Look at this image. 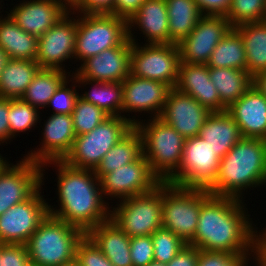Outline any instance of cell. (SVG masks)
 Segmentation results:
<instances>
[{
  "mask_svg": "<svg viewBox=\"0 0 266 266\" xmlns=\"http://www.w3.org/2000/svg\"><path fill=\"white\" fill-rule=\"evenodd\" d=\"M263 185L266 186V140L242 138L221 158L216 179L206 190L213 196L243 200L246 189L250 192Z\"/></svg>",
  "mask_w": 266,
  "mask_h": 266,
  "instance_id": "3",
  "label": "cell"
},
{
  "mask_svg": "<svg viewBox=\"0 0 266 266\" xmlns=\"http://www.w3.org/2000/svg\"><path fill=\"white\" fill-rule=\"evenodd\" d=\"M6 14L25 32L40 38L68 11L55 0H22Z\"/></svg>",
  "mask_w": 266,
  "mask_h": 266,
  "instance_id": "21",
  "label": "cell"
},
{
  "mask_svg": "<svg viewBox=\"0 0 266 266\" xmlns=\"http://www.w3.org/2000/svg\"><path fill=\"white\" fill-rule=\"evenodd\" d=\"M211 113L192 96L171 88L159 118L187 139L200 134Z\"/></svg>",
  "mask_w": 266,
  "mask_h": 266,
  "instance_id": "19",
  "label": "cell"
},
{
  "mask_svg": "<svg viewBox=\"0 0 266 266\" xmlns=\"http://www.w3.org/2000/svg\"><path fill=\"white\" fill-rule=\"evenodd\" d=\"M145 0H115L113 10L109 13L128 21Z\"/></svg>",
  "mask_w": 266,
  "mask_h": 266,
  "instance_id": "46",
  "label": "cell"
},
{
  "mask_svg": "<svg viewBox=\"0 0 266 266\" xmlns=\"http://www.w3.org/2000/svg\"><path fill=\"white\" fill-rule=\"evenodd\" d=\"M72 15V16H71ZM74 16V17H73ZM77 33L76 13L68 12L45 34L38 38L35 61L40 69L69 71L64 63L74 59Z\"/></svg>",
  "mask_w": 266,
  "mask_h": 266,
  "instance_id": "13",
  "label": "cell"
},
{
  "mask_svg": "<svg viewBox=\"0 0 266 266\" xmlns=\"http://www.w3.org/2000/svg\"><path fill=\"white\" fill-rule=\"evenodd\" d=\"M2 2H4V0H1V1H0V5H1V7H0V11H1V9H2L3 6H4V5H2ZM0 15H2L1 12H0Z\"/></svg>",
  "mask_w": 266,
  "mask_h": 266,
  "instance_id": "57",
  "label": "cell"
},
{
  "mask_svg": "<svg viewBox=\"0 0 266 266\" xmlns=\"http://www.w3.org/2000/svg\"><path fill=\"white\" fill-rule=\"evenodd\" d=\"M8 60L5 50L0 47V76Z\"/></svg>",
  "mask_w": 266,
  "mask_h": 266,
  "instance_id": "53",
  "label": "cell"
},
{
  "mask_svg": "<svg viewBox=\"0 0 266 266\" xmlns=\"http://www.w3.org/2000/svg\"><path fill=\"white\" fill-rule=\"evenodd\" d=\"M0 266H29L30 259L24 244H1Z\"/></svg>",
  "mask_w": 266,
  "mask_h": 266,
  "instance_id": "44",
  "label": "cell"
},
{
  "mask_svg": "<svg viewBox=\"0 0 266 266\" xmlns=\"http://www.w3.org/2000/svg\"><path fill=\"white\" fill-rule=\"evenodd\" d=\"M255 266H266V236L257 229L255 235Z\"/></svg>",
  "mask_w": 266,
  "mask_h": 266,
  "instance_id": "50",
  "label": "cell"
},
{
  "mask_svg": "<svg viewBox=\"0 0 266 266\" xmlns=\"http://www.w3.org/2000/svg\"><path fill=\"white\" fill-rule=\"evenodd\" d=\"M266 15V0H232L225 15L232 27L264 21Z\"/></svg>",
  "mask_w": 266,
  "mask_h": 266,
  "instance_id": "37",
  "label": "cell"
},
{
  "mask_svg": "<svg viewBox=\"0 0 266 266\" xmlns=\"http://www.w3.org/2000/svg\"><path fill=\"white\" fill-rule=\"evenodd\" d=\"M266 236V227L263 230H260Z\"/></svg>",
  "mask_w": 266,
  "mask_h": 266,
  "instance_id": "58",
  "label": "cell"
},
{
  "mask_svg": "<svg viewBox=\"0 0 266 266\" xmlns=\"http://www.w3.org/2000/svg\"><path fill=\"white\" fill-rule=\"evenodd\" d=\"M85 234L48 215L26 243L30 264L58 266L75 260L78 242Z\"/></svg>",
  "mask_w": 266,
  "mask_h": 266,
  "instance_id": "5",
  "label": "cell"
},
{
  "mask_svg": "<svg viewBox=\"0 0 266 266\" xmlns=\"http://www.w3.org/2000/svg\"><path fill=\"white\" fill-rule=\"evenodd\" d=\"M71 71L39 69L21 99L38 110L46 109L50 98L61 83L70 77Z\"/></svg>",
  "mask_w": 266,
  "mask_h": 266,
  "instance_id": "34",
  "label": "cell"
},
{
  "mask_svg": "<svg viewBox=\"0 0 266 266\" xmlns=\"http://www.w3.org/2000/svg\"><path fill=\"white\" fill-rule=\"evenodd\" d=\"M10 162L0 173V215L28 200L42 185V165L26 158Z\"/></svg>",
  "mask_w": 266,
  "mask_h": 266,
  "instance_id": "15",
  "label": "cell"
},
{
  "mask_svg": "<svg viewBox=\"0 0 266 266\" xmlns=\"http://www.w3.org/2000/svg\"><path fill=\"white\" fill-rule=\"evenodd\" d=\"M99 180L104 199L115 198L117 202L150 192L161 183L143 154L136 161L104 174Z\"/></svg>",
  "mask_w": 266,
  "mask_h": 266,
  "instance_id": "14",
  "label": "cell"
},
{
  "mask_svg": "<svg viewBox=\"0 0 266 266\" xmlns=\"http://www.w3.org/2000/svg\"><path fill=\"white\" fill-rule=\"evenodd\" d=\"M138 27V28H137ZM133 28V30H132ZM141 31L145 44H169L168 14L165 0H145L128 20V39L138 43L133 31ZM144 35V36H143Z\"/></svg>",
  "mask_w": 266,
  "mask_h": 266,
  "instance_id": "22",
  "label": "cell"
},
{
  "mask_svg": "<svg viewBox=\"0 0 266 266\" xmlns=\"http://www.w3.org/2000/svg\"><path fill=\"white\" fill-rule=\"evenodd\" d=\"M134 127L127 118L109 116L89 133L76 136L63 161L72 167L95 170L105 154Z\"/></svg>",
  "mask_w": 266,
  "mask_h": 266,
  "instance_id": "8",
  "label": "cell"
},
{
  "mask_svg": "<svg viewBox=\"0 0 266 266\" xmlns=\"http://www.w3.org/2000/svg\"><path fill=\"white\" fill-rule=\"evenodd\" d=\"M203 15H226L232 0H194Z\"/></svg>",
  "mask_w": 266,
  "mask_h": 266,
  "instance_id": "47",
  "label": "cell"
},
{
  "mask_svg": "<svg viewBox=\"0 0 266 266\" xmlns=\"http://www.w3.org/2000/svg\"><path fill=\"white\" fill-rule=\"evenodd\" d=\"M116 203L110 206V219L129 237L152 235L163 228L162 182L150 192Z\"/></svg>",
  "mask_w": 266,
  "mask_h": 266,
  "instance_id": "9",
  "label": "cell"
},
{
  "mask_svg": "<svg viewBox=\"0 0 266 266\" xmlns=\"http://www.w3.org/2000/svg\"><path fill=\"white\" fill-rule=\"evenodd\" d=\"M154 246V260L167 264L187 245L179 236L173 232L160 228L152 235Z\"/></svg>",
  "mask_w": 266,
  "mask_h": 266,
  "instance_id": "39",
  "label": "cell"
},
{
  "mask_svg": "<svg viewBox=\"0 0 266 266\" xmlns=\"http://www.w3.org/2000/svg\"><path fill=\"white\" fill-rule=\"evenodd\" d=\"M58 266H79V264L77 263L76 260L66 263V264H62V265H58Z\"/></svg>",
  "mask_w": 266,
  "mask_h": 266,
  "instance_id": "56",
  "label": "cell"
},
{
  "mask_svg": "<svg viewBox=\"0 0 266 266\" xmlns=\"http://www.w3.org/2000/svg\"><path fill=\"white\" fill-rule=\"evenodd\" d=\"M71 115L76 136L89 133L109 117L102 109L80 97Z\"/></svg>",
  "mask_w": 266,
  "mask_h": 266,
  "instance_id": "38",
  "label": "cell"
},
{
  "mask_svg": "<svg viewBox=\"0 0 266 266\" xmlns=\"http://www.w3.org/2000/svg\"><path fill=\"white\" fill-rule=\"evenodd\" d=\"M41 111L31 106L29 103L19 99H9L8 121L10 129V141L17 138L21 132H27L38 125ZM18 135V136H17Z\"/></svg>",
  "mask_w": 266,
  "mask_h": 266,
  "instance_id": "36",
  "label": "cell"
},
{
  "mask_svg": "<svg viewBox=\"0 0 266 266\" xmlns=\"http://www.w3.org/2000/svg\"><path fill=\"white\" fill-rule=\"evenodd\" d=\"M226 112L239 126L243 138L266 140V97L253 85Z\"/></svg>",
  "mask_w": 266,
  "mask_h": 266,
  "instance_id": "23",
  "label": "cell"
},
{
  "mask_svg": "<svg viewBox=\"0 0 266 266\" xmlns=\"http://www.w3.org/2000/svg\"><path fill=\"white\" fill-rule=\"evenodd\" d=\"M169 44L180 43L197 25L203 14L194 0H165Z\"/></svg>",
  "mask_w": 266,
  "mask_h": 266,
  "instance_id": "30",
  "label": "cell"
},
{
  "mask_svg": "<svg viewBox=\"0 0 266 266\" xmlns=\"http://www.w3.org/2000/svg\"><path fill=\"white\" fill-rule=\"evenodd\" d=\"M132 43L130 75L157 80L175 88L181 62L177 44Z\"/></svg>",
  "mask_w": 266,
  "mask_h": 266,
  "instance_id": "10",
  "label": "cell"
},
{
  "mask_svg": "<svg viewBox=\"0 0 266 266\" xmlns=\"http://www.w3.org/2000/svg\"><path fill=\"white\" fill-rule=\"evenodd\" d=\"M39 69L36 61L9 59L0 76V97L21 98Z\"/></svg>",
  "mask_w": 266,
  "mask_h": 266,
  "instance_id": "29",
  "label": "cell"
},
{
  "mask_svg": "<svg viewBox=\"0 0 266 266\" xmlns=\"http://www.w3.org/2000/svg\"><path fill=\"white\" fill-rule=\"evenodd\" d=\"M209 75L226 108L242 97L252 86V76L246 70L209 67Z\"/></svg>",
  "mask_w": 266,
  "mask_h": 266,
  "instance_id": "32",
  "label": "cell"
},
{
  "mask_svg": "<svg viewBox=\"0 0 266 266\" xmlns=\"http://www.w3.org/2000/svg\"><path fill=\"white\" fill-rule=\"evenodd\" d=\"M132 42L102 51L85 60L75 71L90 81L122 83L130 75Z\"/></svg>",
  "mask_w": 266,
  "mask_h": 266,
  "instance_id": "20",
  "label": "cell"
},
{
  "mask_svg": "<svg viewBox=\"0 0 266 266\" xmlns=\"http://www.w3.org/2000/svg\"><path fill=\"white\" fill-rule=\"evenodd\" d=\"M115 0H81L72 11L80 14H109L114 7Z\"/></svg>",
  "mask_w": 266,
  "mask_h": 266,
  "instance_id": "45",
  "label": "cell"
},
{
  "mask_svg": "<svg viewBox=\"0 0 266 266\" xmlns=\"http://www.w3.org/2000/svg\"><path fill=\"white\" fill-rule=\"evenodd\" d=\"M199 249L187 244L167 266H197Z\"/></svg>",
  "mask_w": 266,
  "mask_h": 266,
  "instance_id": "48",
  "label": "cell"
},
{
  "mask_svg": "<svg viewBox=\"0 0 266 266\" xmlns=\"http://www.w3.org/2000/svg\"><path fill=\"white\" fill-rule=\"evenodd\" d=\"M61 4L68 12H72L79 4L81 0H55Z\"/></svg>",
  "mask_w": 266,
  "mask_h": 266,
  "instance_id": "52",
  "label": "cell"
},
{
  "mask_svg": "<svg viewBox=\"0 0 266 266\" xmlns=\"http://www.w3.org/2000/svg\"><path fill=\"white\" fill-rule=\"evenodd\" d=\"M40 187L28 200L0 215V243L24 244L49 215V202ZM44 196V197H43Z\"/></svg>",
  "mask_w": 266,
  "mask_h": 266,
  "instance_id": "12",
  "label": "cell"
},
{
  "mask_svg": "<svg viewBox=\"0 0 266 266\" xmlns=\"http://www.w3.org/2000/svg\"><path fill=\"white\" fill-rule=\"evenodd\" d=\"M244 201L211 195L201 205L196 233L188 244L204 251L255 254L258 227Z\"/></svg>",
  "mask_w": 266,
  "mask_h": 266,
  "instance_id": "2",
  "label": "cell"
},
{
  "mask_svg": "<svg viewBox=\"0 0 266 266\" xmlns=\"http://www.w3.org/2000/svg\"><path fill=\"white\" fill-rule=\"evenodd\" d=\"M47 165H53L58 173L56 202L59 207L49 204V215L65 221L85 235L110 219V202L104 199L94 170L72 167L63 160L50 161L42 164V185L46 182L44 169H48Z\"/></svg>",
  "mask_w": 266,
  "mask_h": 266,
  "instance_id": "1",
  "label": "cell"
},
{
  "mask_svg": "<svg viewBox=\"0 0 266 266\" xmlns=\"http://www.w3.org/2000/svg\"><path fill=\"white\" fill-rule=\"evenodd\" d=\"M77 15L75 61L81 62L128 39V21L112 14ZM80 60V61H79Z\"/></svg>",
  "mask_w": 266,
  "mask_h": 266,
  "instance_id": "7",
  "label": "cell"
},
{
  "mask_svg": "<svg viewBox=\"0 0 266 266\" xmlns=\"http://www.w3.org/2000/svg\"><path fill=\"white\" fill-rule=\"evenodd\" d=\"M222 158L243 137L239 126L225 112H212L201 127L199 134Z\"/></svg>",
  "mask_w": 266,
  "mask_h": 266,
  "instance_id": "26",
  "label": "cell"
},
{
  "mask_svg": "<svg viewBox=\"0 0 266 266\" xmlns=\"http://www.w3.org/2000/svg\"><path fill=\"white\" fill-rule=\"evenodd\" d=\"M211 196L204 188L162 182V226L188 244L196 233L201 205Z\"/></svg>",
  "mask_w": 266,
  "mask_h": 266,
  "instance_id": "6",
  "label": "cell"
},
{
  "mask_svg": "<svg viewBox=\"0 0 266 266\" xmlns=\"http://www.w3.org/2000/svg\"><path fill=\"white\" fill-rule=\"evenodd\" d=\"M142 154V137L134 127L105 154L94 170L95 175L100 179L104 174L136 161Z\"/></svg>",
  "mask_w": 266,
  "mask_h": 266,
  "instance_id": "33",
  "label": "cell"
},
{
  "mask_svg": "<svg viewBox=\"0 0 266 266\" xmlns=\"http://www.w3.org/2000/svg\"><path fill=\"white\" fill-rule=\"evenodd\" d=\"M175 88L192 96L210 112L227 110L220 100L216 87L210 80L209 67L206 64L180 62Z\"/></svg>",
  "mask_w": 266,
  "mask_h": 266,
  "instance_id": "24",
  "label": "cell"
},
{
  "mask_svg": "<svg viewBox=\"0 0 266 266\" xmlns=\"http://www.w3.org/2000/svg\"><path fill=\"white\" fill-rule=\"evenodd\" d=\"M220 160L202 137L187 138L179 170L167 182L180 187L207 189L216 179Z\"/></svg>",
  "mask_w": 266,
  "mask_h": 266,
  "instance_id": "11",
  "label": "cell"
},
{
  "mask_svg": "<svg viewBox=\"0 0 266 266\" xmlns=\"http://www.w3.org/2000/svg\"><path fill=\"white\" fill-rule=\"evenodd\" d=\"M9 98L0 97V145L10 144V129L8 121Z\"/></svg>",
  "mask_w": 266,
  "mask_h": 266,
  "instance_id": "49",
  "label": "cell"
},
{
  "mask_svg": "<svg viewBox=\"0 0 266 266\" xmlns=\"http://www.w3.org/2000/svg\"><path fill=\"white\" fill-rule=\"evenodd\" d=\"M139 119L135 128L142 137L143 156L153 174L167 182L179 170L185 138L159 117Z\"/></svg>",
  "mask_w": 266,
  "mask_h": 266,
  "instance_id": "4",
  "label": "cell"
},
{
  "mask_svg": "<svg viewBox=\"0 0 266 266\" xmlns=\"http://www.w3.org/2000/svg\"><path fill=\"white\" fill-rule=\"evenodd\" d=\"M75 260L79 266H113L87 235L77 244Z\"/></svg>",
  "mask_w": 266,
  "mask_h": 266,
  "instance_id": "42",
  "label": "cell"
},
{
  "mask_svg": "<svg viewBox=\"0 0 266 266\" xmlns=\"http://www.w3.org/2000/svg\"><path fill=\"white\" fill-rule=\"evenodd\" d=\"M113 266H133L130 237L109 219L86 234Z\"/></svg>",
  "mask_w": 266,
  "mask_h": 266,
  "instance_id": "25",
  "label": "cell"
},
{
  "mask_svg": "<svg viewBox=\"0 0 266 266\" xmlns=\"http://www.w3.org/2000/svg\"><path fill=\"white\" fill-rule=\"evenodd\" d=\"M78 84V88L91 85L88 91L79 97L102 109L109 116H122L123 87L119 82H98L82 78L76 71L71 74Z\"/></svg>",
  "mask_w": 266,
  "mask_h": 266,
  "instance_id": "27",
  "label": "cell"
},
{
  "mask_svg": "<svg viewBox=\"0 0 266 266\" xmlns=\"http://www.w3.org/2000/svg\"><path fill=\"white\" fill-rule=\"evenodd\" d=\"M130 253L133 266H148L154 260L151 235L130 237Z\"/></svg>",
  "mask_w": 266,
  "mask_h": 266,
  "instance_id": "43",
  "label": "cell"
},
{
  "mask_svg": "<svg viewBox=\"0 0 266 266\" xmlns=\"http://www.w3.org/2000/svg\"><path fill=\"white\" fill-rule=\"evenodd\" d=\"M0 47L9 59L35 61L38 38L22 30L8 14L0 15Z\"/></svg>",
  "mask_w": 266,
  "mask_h": 266,
  "instance_id": "28",
  "label": "cell"
},
{
  "mask_svg": "<svg viewBox=\"0 0 266 266\" xmlns=\"http://www.w3.org/2000/svg\"><path fill=\"white\" fill-rule=\"evenodd\" d=\"M234 28L243 39L246 71L252 77L266 71V21L244 23Z\"/></svg>",
  "mask_w": 266,
  "mask_h": 266,
  "instance_id": "31",
  "label": "cell"
},
{
  "mask_svg": "<svg viewBox=\"0 0 266 266\" xmlns=\"http://www.w3.org/2000/svg\"><path fill=\"white\" fill-rule=\"evenodd\" d=\"M231 28L224 15H203L192 32L177 44L181 62L207 64L212 51Z\"/></svg>",
  "mask_w": 266,
  "mask_h": 266,
  "instance_id": "17",
  "label": "cell"
},
{
  "mask_svg": "<svg viewBox=\"0 0 266 266\" xmlns=\"http://www.w3.org/2000/svg\"><path fill=\"white\" fill-rule=\"evenodd\" d=\"M1 152V151H0ZM9 159L6 157H3V155H1L0 153V173L6 168V166L10 163V161H8Z\"/></svg>",
  "mask_w": 266,
  "mask_h": 266,
  "instance_id": "54",
  "label": "cell"
},
{
  "mask_svg": "<svg viewBox=\"0 0 266 266\" xmlns=\"http://www.w3.org/2000/svg\"><path fill=\"white\" fill-rule=\"evenodd\" d=\"M0 259H1V243H0ZM1 262V261H0Z\"/></svg>",
  "mask_w": 266,
  "mask_h": 266,
  "instance_id": "59",
  "label": "cell"
},
{
  "mask_svg": "<svg viewBox=\"0 0 266 266\" xmlns=\"http://www.w3.org/2000/svg\"><path fill=\"white\" fill-rule=\"evenodd\" d=\"M148 266H167L164 263L153 260Z\"/></svg>",
  "mask_w": 266,
  "mask_h": 266,
  "instance_id": "55",
  "label": "cell"
},
{
  "mask_svg": "<svg viewBox=\"0 0 266 266\" xmlns=\"http://www.w3.org/2000/svg\"><path fill=\"white\" fill-rule=\"evenodd\" d=\"M206 65L213 68L246 70V52L243 39L234 27L217 44Z\"/></svg>",
  "mask_w": 266,
  "mask_h": 266,
  "instance_id": "35",
  "label": "cell"
},
{
  "mask_svg": "<svg viewBox=\"0 0 266 266\" xmlns=\"http://www.w3.org/2000/svg\"><path fill=\"white\" fill-rule=\"evenodd\" d=\"M249 260L254 264L255 254H231L199 249L197 266H249L248 264H251Z\"/></svg>",
  "mask_w": 266,
  "mask_h": 266,
  "instance_id": "41",
  "label": "cell"
},
{
  "mask_svg": "<svg viewBox=\"0 0 266 266\" xmlns=\"http://www.w3.org/2000/svg\"><path fill=\"white\" fill-rule=\"evenodd\" d=\"M252 85L266 97V71L254 75Z\"/></svg>",
  "mask_w": 266,
  "mask_h": 266,
  "instance_id": "51",
  "label": "cell"
},
{
  "mask_svg": "<svg viewBox=\"0 0 266 266\" xmlns=\"http://www.w3.org/2000/svg\"><path fill=\"white\" fill-rule=\"evenodd\" d=\"M49 117V118H48ZM47 117L41 131V142L34 150L23 154L24 158L35 163L64 160L70 153L76 134L71 114H51ZM41 145V146H40Z\"/></svg>",
  "mask_w": 266,
  "mask_h": 266,
  "instance_id": "18",
  "label": "cell"
},
{
  "mask_svg": "<svg viewBox=\"0 0 266 266\" xmlns=\"http://www.w3.org/2000/svg\"><path fill=\"white\" fill-rule=\"evenodd\" d=\"M122 87V117L129 119L134 125L139 119L130 116V112H133L135 115H141V113H145L146 115V113H149L150 118L159 117L171 89L164 82L137 78L133 75H129L122 82ZM125 114L127 115L125 116Z\"/></svg>",
  "mask_w": 266,
  "mask_h": 266,
  "instance_id": "16",
  "label": "cell"
},
{
  "mask_svg": "<svg viewBox=\"0 0 266 266\" xmlns=\"http://www.w3.org/2000/svg\"><path fill=\"white\" fill-rule=\"evenodd\" d=\"M76 87H78L76 79L70 75V78L67 77L57 88L46 107H53V114H72L80 94Z\"/></svg>",
  "mask_w": 266,
  "mask_h": 266,
  "instance_id": "40",
  "label": "cell"
}]
</instances>
